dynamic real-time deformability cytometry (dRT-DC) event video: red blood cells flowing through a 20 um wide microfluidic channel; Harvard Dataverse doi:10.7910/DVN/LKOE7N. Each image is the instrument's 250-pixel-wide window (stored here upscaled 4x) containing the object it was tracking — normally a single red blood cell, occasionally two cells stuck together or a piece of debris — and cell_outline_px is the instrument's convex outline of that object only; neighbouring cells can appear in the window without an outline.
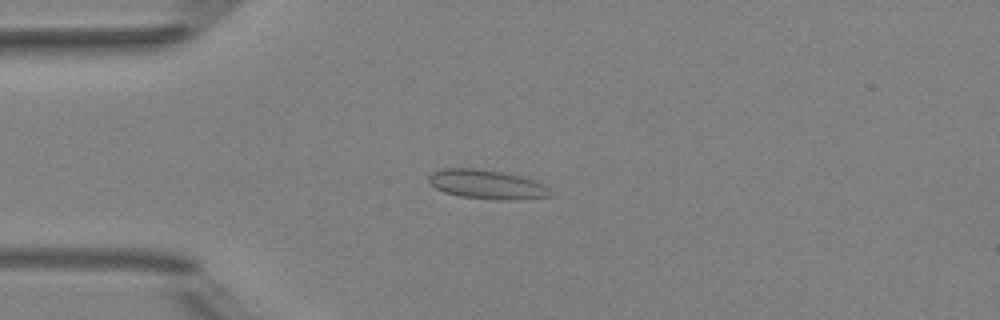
{"species": "Egyptian fruit bat (a non-hibernating species)", "species_latin": "Rousettus aegyptiacus", "temperature_condition": "room temperature", "stored_images_in_passage": 5, "camera_frame_rate_fps": 3000, "um_per_image_px": 0.085, "animal": {"sex": "female"}, "frame": {"image": 1, "passage_image": 2, "time_ms": 1.333, "image_size_px": [1000, 320], "cell_outline_px": [[552, 196], [512, 200], [496, 200], [460, 196], [444, 192], [436, 188], [428, 180], [428, 176], [432, 172], [444, 168], [476, 168], [500, 172], [520, 176], [536, 180], [544, 184], [552, 192]], "centroid_in_image_um": [41.4, 15.68], "position_along_channel_um": 43.6, "area_um2": 20.69}}
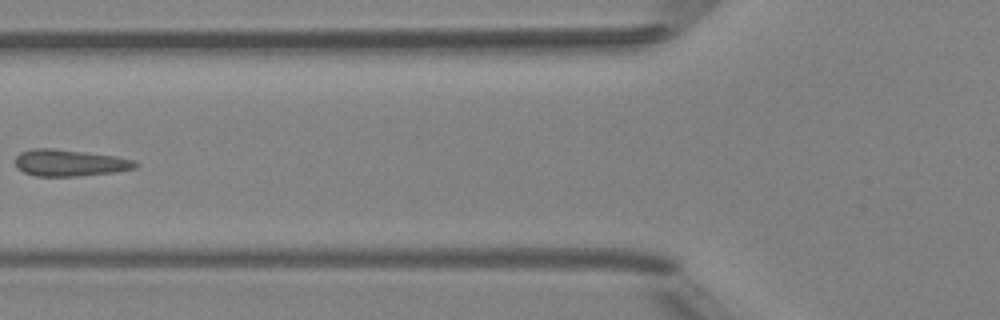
{"frame": {"image": 2, "passage_image": 4, "time_ms": 3.667, "image_size_px": [1000, 320], "cell_outline_px": [[140, 164], [136, 168], [116, 172], [76, 176], [36, 176], [24, 172], [16, 168], [16, 156], [20, 152], [32, 148], [52, 148], [116, 156], [136, 160]], "centroid_in_image_um": [5.95, 13.84], "position_along_channel_um": 119.9, "area_um2": 18.79}}
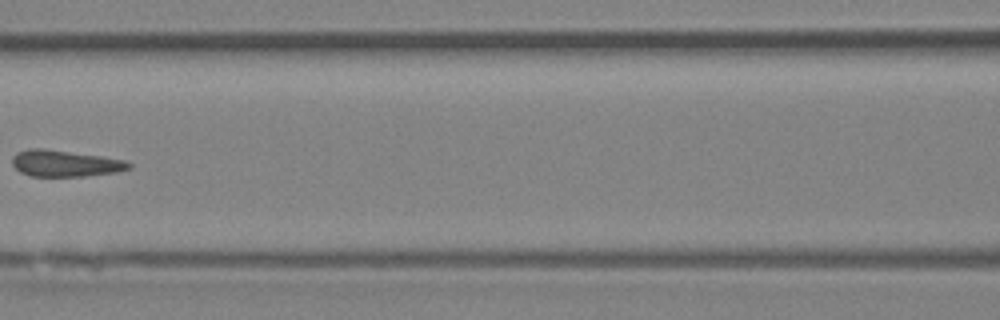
{"frame": {"image": 3, "passage_image": 5, "time_ms": 4.667, "image_size_px": [1000, 320], "cell_outline_px": [[132, 168], [116, 172], [84, 176], [32, 176], [20, 172], [12, 164], [12, 156], [16, 152], [28, 148], [44, 148], [100, 156], [124, 160], [132, 164]], "centroid_in_image_um": [5.51, 13.88], "position_along_channel_um": 161.1, "area_um2": 17.98}}